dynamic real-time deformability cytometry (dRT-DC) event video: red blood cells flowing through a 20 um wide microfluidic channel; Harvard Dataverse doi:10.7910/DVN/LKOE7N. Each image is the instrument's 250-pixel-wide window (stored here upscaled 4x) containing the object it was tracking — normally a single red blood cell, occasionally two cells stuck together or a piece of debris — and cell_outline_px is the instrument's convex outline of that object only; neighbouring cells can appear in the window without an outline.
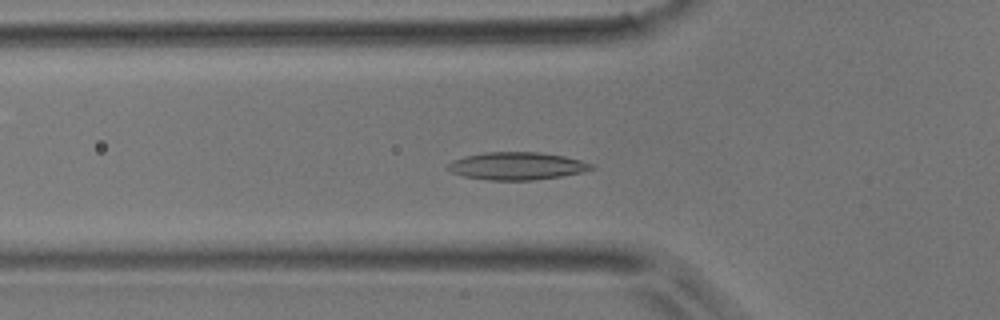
{"species": "common noctule bat (a hibernating species)", "species_latin": "Nyctalus noctula", "temperature_condition": "room temperature", "stored_images_in_passage": 46, "camera_frame_rate_fps": 3000, "um_per_image_px": 0.085, "animal": {"sex": "male", "body_mass_g": 17.9}, "frame": {"image": 1, "passage_image": 14, "time_ms": 4.333, "image_size_px": [1000, 320], "cell_outline_px": [[596, 168], [584, 172], [560, 176], [532, 180], [488, 180], [464, 176], [452, 172], [444, 168], [452, 160], [464, 156], [484, 152], [540, 152], [564, 156], [580, 160], [592, 164]], "centroid_in_image_um": [43.92, 14.1], "position_along_channel_um": 81.9, "area_um2": 23.18}}
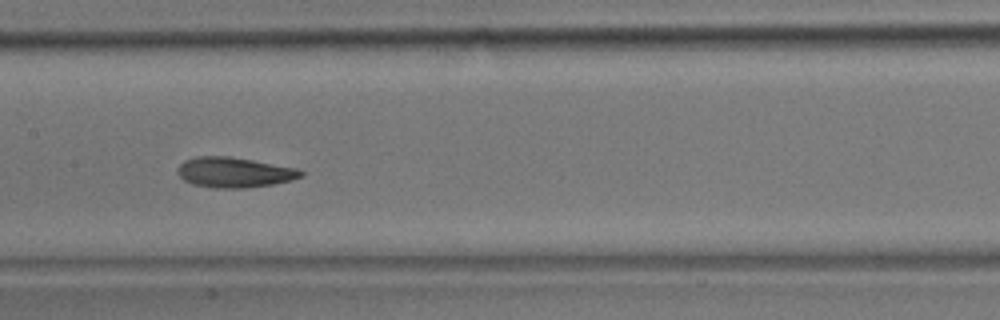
{"frame": {"image": 2, "passage_image": 22, "time_ms": 7.0, "image_size_px": [1000, 320], "cell_outline_px": [[304, 176], [292, 180], [272, 184], [244, 188], [216, 188], [192, 184], [184, 180], [176, 172], [176, 168], [184, 160], [196, 156], [228, 156], [252, 160], [296, 168], [304, 172]], "centroid_in_image_um": [19.88, 14.65], "position_along_channel_um": 187.5, "area_um2": 21.73}}
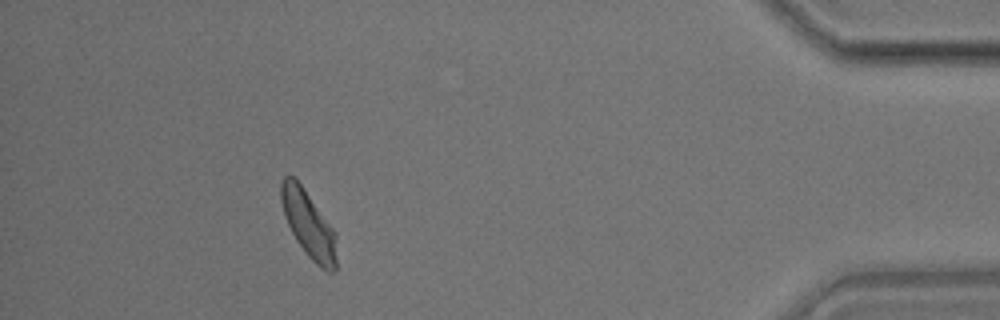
{"frame": {"image": 3, "passage_image": 43, "time_ms": 14.0, "image_size_px": [1000, 320], "cell_outline_px": [[336, 268], [332, 272], [328, 272], [320, 268], [308, 256], [296, 240], [284, 216], [280, 200], [280, 184], [284, 176], [292, 176], [300, 184], [336, 232]], "centroid_in_image_um": [26.22, 19.09], "position_along_channel_um": 409.0, "area_um2": 21.39}}